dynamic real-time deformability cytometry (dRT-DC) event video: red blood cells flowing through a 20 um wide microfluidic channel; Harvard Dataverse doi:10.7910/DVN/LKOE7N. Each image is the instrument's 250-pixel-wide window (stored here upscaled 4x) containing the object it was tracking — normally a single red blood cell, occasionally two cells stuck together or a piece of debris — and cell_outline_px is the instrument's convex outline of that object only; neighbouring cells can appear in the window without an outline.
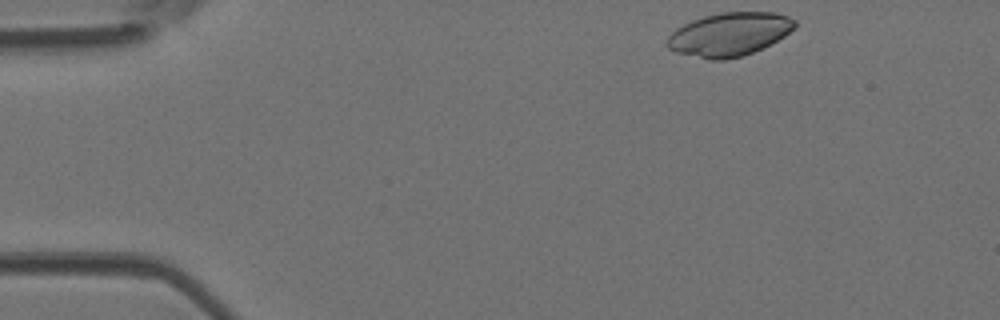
{"species": "Egyptian fruit bat (a non-hibernating species)", "species_latin": "Rousettus aegyptiacus", "temperature_condition": "room temperature", "stored_images_in_passage": 3, "camera_frame_rate_fps": 3000, "um_per_image_px": 0.085, "animal": {"sex": "female"}, "frame": {"image": 1, "passage_image": 1, "time_ms": 0.0, "image_size_px": [1000, 320], "cell_outline_px": [[796, 28], [784, 36], [744, 56], [724, 60], [708, 60], [676, 52], [668, 48], [664, 44], [668, 36], [676, 28], [692, 20], [704, 16], [720, 12], [776, 12], [788, 16], [796, 20]], "centroid_in_image_um": [61.97, 2.91], "position_along_channel_um": 23.0, "area_um2": 32.48}}